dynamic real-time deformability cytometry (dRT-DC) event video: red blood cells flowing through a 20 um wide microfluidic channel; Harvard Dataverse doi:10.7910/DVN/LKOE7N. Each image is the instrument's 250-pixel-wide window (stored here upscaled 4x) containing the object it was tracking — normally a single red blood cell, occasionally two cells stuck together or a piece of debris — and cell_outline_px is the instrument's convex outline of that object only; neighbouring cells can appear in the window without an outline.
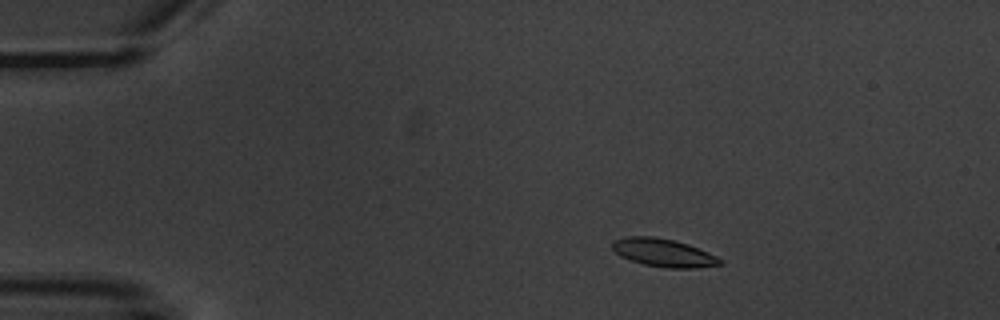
{"species": "common noctule bat (a hibernating species)", "species_latin": "Nyctalus noctula", "temperature_condition": "warm", "stored_images_in_passage": 5, "camera_frame_rate_fps": 3000, "um_per_image_px": 0.085, "animal": {"sex": "male", "body_mass_g": 20.1, "forearm_length_mm": 53.5}, "frame": {"image": 1, "passage_image": 3, "time_ms": 2.333, "image_size_px": [1000, 320], "cell_outline_px": [[724, 264], [696, 268], [664, 268], [644, 264], [620, 256], [612, 248], [612, 240], [628, 236], [656, 236], [676, 240], [688, 244], [708, 252], [724, 260]], "centroid_in_image_um": [56.42, 21.47], "position_along_channel_um": 28.6, "area_um2": 17.8}}